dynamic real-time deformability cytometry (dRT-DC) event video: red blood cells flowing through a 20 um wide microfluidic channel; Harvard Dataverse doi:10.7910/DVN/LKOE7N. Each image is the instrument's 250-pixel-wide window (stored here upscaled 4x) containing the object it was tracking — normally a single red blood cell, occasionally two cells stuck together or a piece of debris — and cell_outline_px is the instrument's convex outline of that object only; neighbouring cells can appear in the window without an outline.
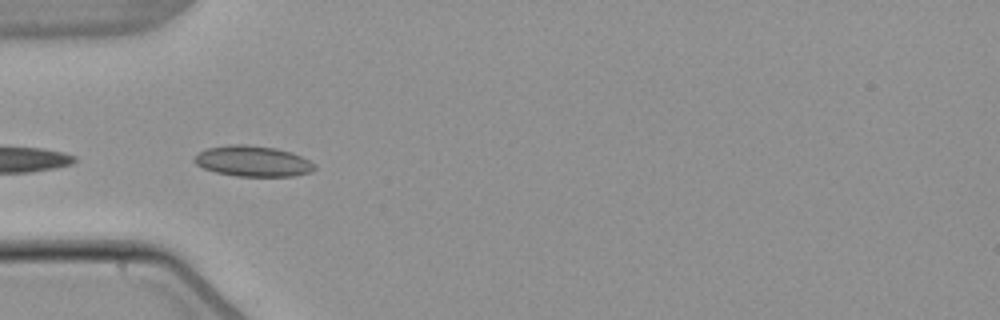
{"species": "common noctule bat (a hibernating species)", "species_latin": "Nyctalus noctula", "temperature_condition": "warm", "stored_images_in_passage": 5, "camera_frame_rate_fps": 3000, "um_per_image_px": 0.085, "animal": {"sex": "male", "body_mass_g": 21.5, "forearm_length_mm": 52.0}, "frame": {"image": 1, "passage_image": 4, "time_ms": 3.667, "image_size_px": [1000, 320], "cell_outline_px": [[316, 168], [312, 172], [292, 176], [236, 176], [216, 172], [204, 168], [196, 164], [192, 160], [200, 152], [208, 148], [232, 144], [244, 144], [276, 148], [292, 152], [316, 164]], "centroid_in_image_um": [21.52, 13.7], "position_along_channel_um": 63.5, "area_um2": 21.44}}
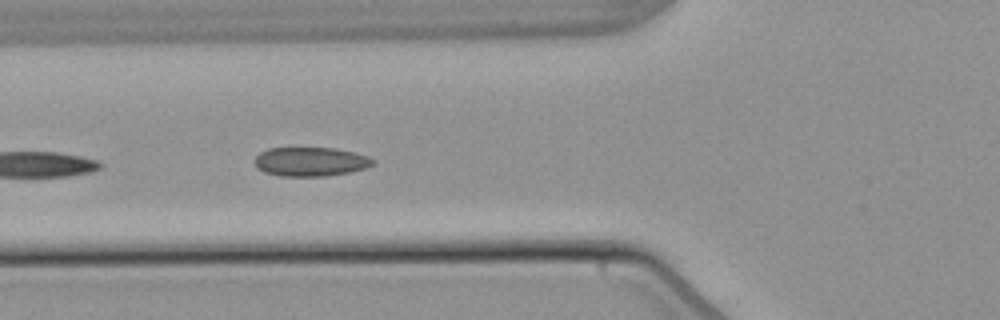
{"frame": {"image": 2, "passage_image": 5, "time_ms": 4.667, "image_size_px": [1000, 320], "cell_outline_px": [[376, 164], [364, 168], [348, 172], [324, 176], [280, 176], [264, 172], [256, 168], [256, 156], [260, 152], [268, 148], [336, 148], [356, 152], [368, 156], [376, 160]], "centroid_in_image_um": [26.42, 13.73], "position_along_channel_um": 99.4, "area_um2": 20.11}}